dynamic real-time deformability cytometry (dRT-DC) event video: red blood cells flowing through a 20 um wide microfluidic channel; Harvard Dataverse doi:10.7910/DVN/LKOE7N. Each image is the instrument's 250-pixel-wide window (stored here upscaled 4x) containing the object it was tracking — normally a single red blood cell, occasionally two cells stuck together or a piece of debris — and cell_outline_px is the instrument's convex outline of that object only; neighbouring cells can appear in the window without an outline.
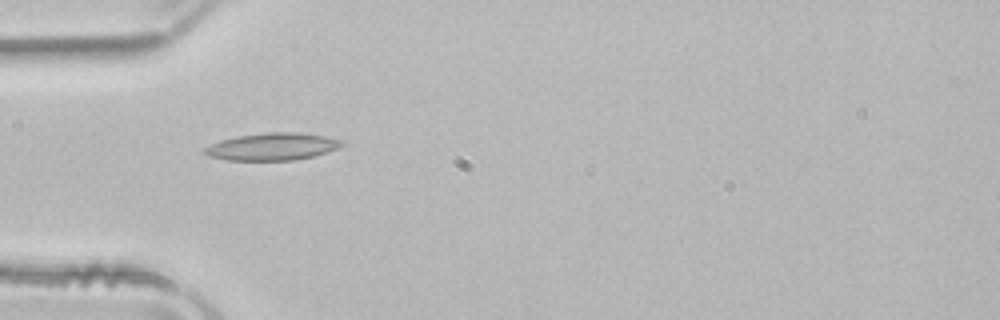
{"species": "common noctule bat (a hibernating species)", "species_latin": "Nyctalus noctula", "temperature_condition": "room temperature", "stored_images_in_passage": 3, "camera_frame_rate_fps": 3000, "um_per_image_px": 0.085, "animal": {"sex": "male", "body_mass_g": 21.5, "forearm_length_mm": 52.0}, "frame": {"image": 1, "passage_image": 2, "time_ms": 0.333, "image_size_px": [1000, 320], "cell_outline_px": [[344, 144], [336, 148], [312, 156], [296, 160], [228, 160], [208, 156], [204, 152], [204, 148], [220, 140], [236, 136], [268, 132], [300, 132], [324, 136], [340, 140]], "centroid_in_image_um": [23.1, 12.45], "position_along_channel_um": 61.9, "area_um2": 21.56}}
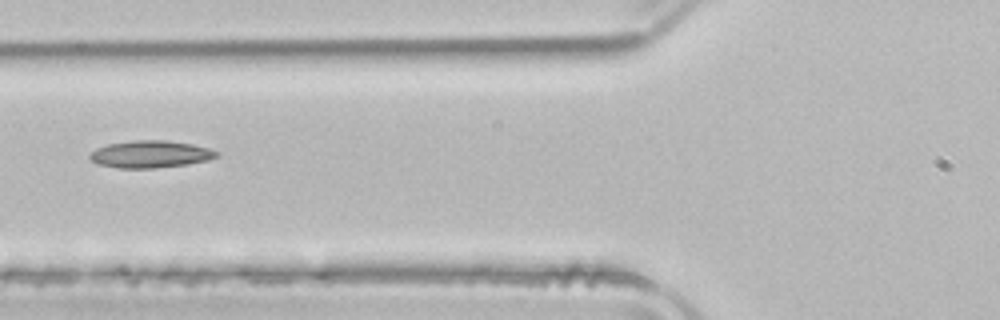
{"frame": {"image": 2, "passage_image": 3, "time_ms": 0.667, "image_size_px": [1000, 320], "cell_outline_px": [[220, 156], [208, 160], [188, 164], [152, 168], [116, 168], [96, 164], [88, 156], [96, 148], [108, 144], [132, 140], [168, 140], [192, 144], [208, 148], [220, 152]], "centroid_in_image_um": [12.79, 13.1], "position_along_channel_um": 113.0, "area_um2": 20.23}}